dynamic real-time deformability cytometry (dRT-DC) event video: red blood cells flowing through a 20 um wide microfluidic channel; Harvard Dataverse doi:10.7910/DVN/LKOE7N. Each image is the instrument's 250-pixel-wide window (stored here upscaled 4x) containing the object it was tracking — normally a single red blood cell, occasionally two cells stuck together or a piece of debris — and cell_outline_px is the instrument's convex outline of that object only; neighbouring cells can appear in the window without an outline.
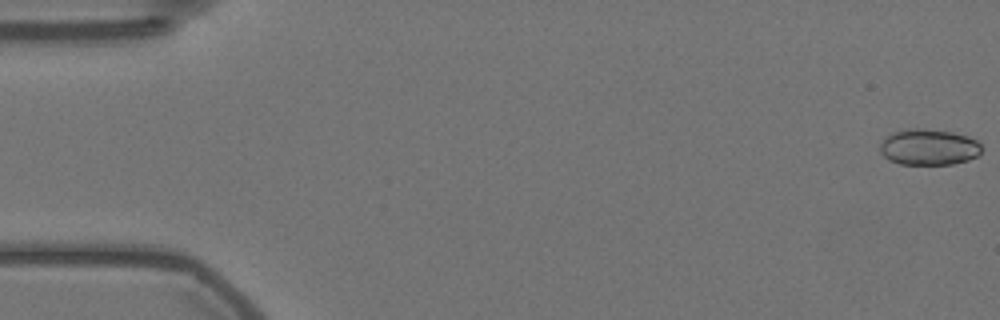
{"species": "Egyptian fruit bat (a non-hibernating species)", "species_latin": "Rousettus aegyptiacus", "temperature_condition": "warm", "stored_images_in_passage": 57, "camera_frame_rate_fps": 3000, "um_per_image_px": 0.085, "animal": {"sex": "female"}, "frame": {"image": 1, "passage_image": 1, "time_ms": 0.0, "image_size_px": [1000, 320], "cell_outline_px": [[980, 152], [976, 156], [968, 160], [952, 164], [900, 164], [888, 160], [880, 152], [880, 144], [892, 132], [908, 128], [924, 128], [952, 132], [968, 136], [976, 140], [980, 144]], "centroid_in_image_um": [78.92, 12.5], "position_along_channel_um": 6.1, "area_um2": 21.33}}
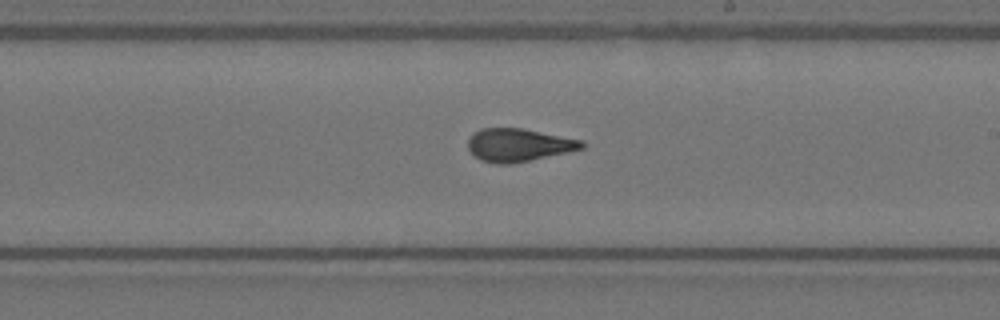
{"frame": {"image": 2, "passage_image": 33, "time_ms": 10.667, "image_size_px": [1000, 320], "cell_outline_px": [[584, 148], [568, 152], [512, 164], [496, 164], [480, 160], [468, 148], [468, 140], [480, 128], [520, 128], [584, 140]], "centroid_in_image_um": [44.1, 12.33], "position_along_channel_um": 244.9, "area_um2": 21.73}}
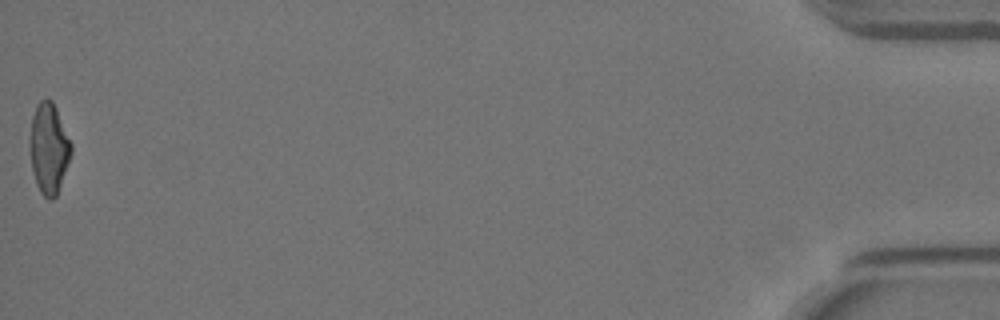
{"frame": {"image": 3, "passage_image": 57, "time_ms": 18.667, "image_size_px": [1000, 320], "cell_outline_px": [[72, 152], [56, 196], [52, 200], [48, 200], [40, 192], [36, 184], [32, 168], [28, 144], [28, 140], [32, 116], [36, 104], [40, 100], [52, 100], [56, 108], [72, 144]], "centroid_in_image_um": [4.12, 12.61], "position_along_channel_um": 431.1, "area_um2": 21.91}, "authors_computed_cell_mechanics": {"area_um2": 21.7328, "velocity_mm_per_s": 3.5821, "shape_relaxation_time_tau1_ms": 8.9663, "shape_relaxation_time_tau2_ms": 1.4801, "deformation_change_tau1": 0.2606, "deformation_change_tau2": 0.0846}}